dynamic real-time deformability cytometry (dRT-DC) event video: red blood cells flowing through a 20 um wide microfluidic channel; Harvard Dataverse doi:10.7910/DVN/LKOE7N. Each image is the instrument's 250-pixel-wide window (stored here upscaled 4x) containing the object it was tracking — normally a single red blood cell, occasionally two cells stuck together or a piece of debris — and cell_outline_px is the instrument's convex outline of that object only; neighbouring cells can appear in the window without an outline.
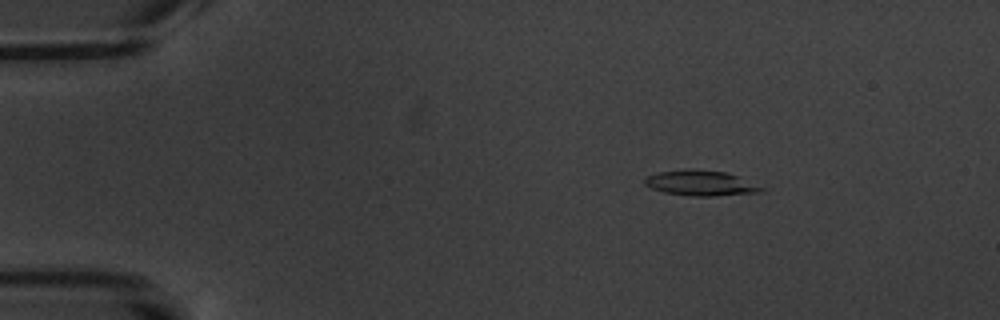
{"species": "common noctule bat (a hibernating species)", "species_latin": "Nyctalus noctula", "temperature_condition": "warm", "stored_images_in_passage": 4, "camera_frame_rate_fps": 3000, "um_per_image_px": 0.085, "animal": {"sex": "male", "body_mass_g": 20.1, "forearm_length_mm": 53.5}, "frame": {"image": 1, "passage_image": 1, "time_ms": 0.0, "image_size_px": [1000, 320], "cell_outline_px": [[768, 188], [760, 192], [716, 196], [692, 196], [664, 192], [652, 188], [644, 184], [644, 180], [648, 176], [660, 172], [692, 168], [724, 172], [740, 176]], "centroid_in_image_um": [59.64, 15.56], "position_along_channel_um": 25.4, "area_um2": 17.34}}
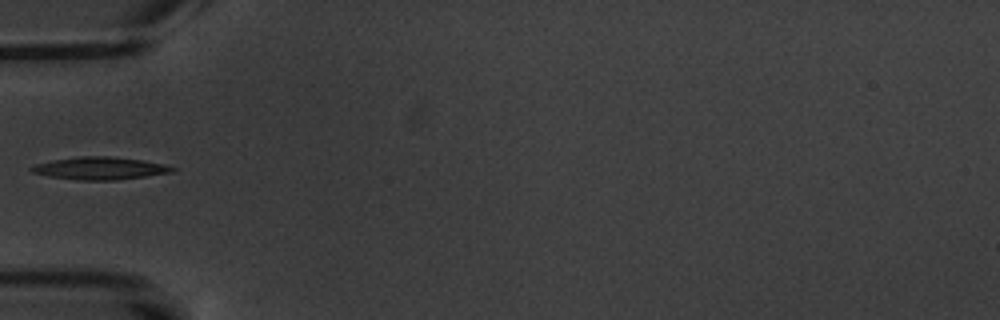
{"frame": {"image": 2, "passage_image": 4, "time_ms": 3.667, "image_size_px": [1000, 320], "cell_outline_px": [[176, 168], [172, 172], [116, 180], [76, 180], [48, 176], [32, 172], [28, 168], [36, 164], [52, 160], [80, 156], [108, 156], [140, 160], [164, 164]], "centroid_in_image_um": [8.44, 14.3], "position_along_channel_um": 76.6, "area_um2": 18.32}}